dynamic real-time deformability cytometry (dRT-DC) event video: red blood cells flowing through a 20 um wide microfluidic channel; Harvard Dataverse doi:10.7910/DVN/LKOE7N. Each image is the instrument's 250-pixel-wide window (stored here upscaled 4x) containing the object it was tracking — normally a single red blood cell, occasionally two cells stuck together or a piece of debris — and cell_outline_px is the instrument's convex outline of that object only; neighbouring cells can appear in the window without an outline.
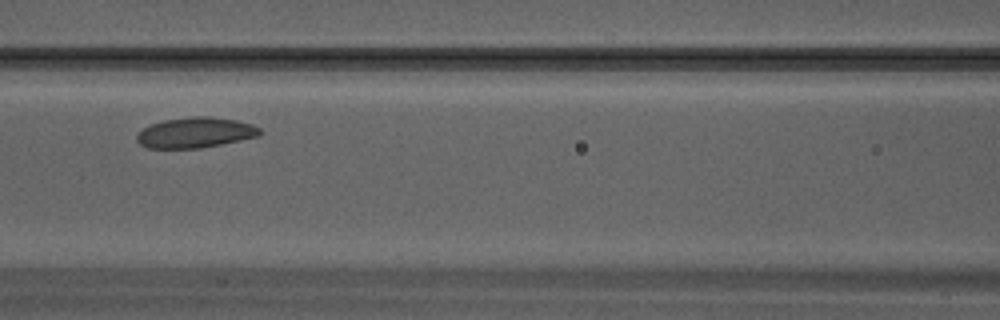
{"species": "Egyptian fruit bat (a non-hibernating species)", "species_latin": "Rousettus aegyptiacus", "temperature_condition": "warm", "stored_images_in_passage": 26, "camera_frame_rate_fps": 3000, "um_per_image_px": 0.085, "animal": {"sex": "male"}, "frame": {"image": 1, "passage_image": 8, "time_ms": 2.333, "image_size_px": [1000, 320], "cell_outline_px": [[260, 136], [200, 148], [148, 148], [140, 144], [136, 140], [136, 136], [144, 128], [152, 124], [164, 120], [192, 116], [212, 116], [236, 120], [252, 124], [260, 128]], "centroid_in_image_um": [16.62, 11.26], "position_along_channel_um": 150.0, "area_um2": 21.73}}